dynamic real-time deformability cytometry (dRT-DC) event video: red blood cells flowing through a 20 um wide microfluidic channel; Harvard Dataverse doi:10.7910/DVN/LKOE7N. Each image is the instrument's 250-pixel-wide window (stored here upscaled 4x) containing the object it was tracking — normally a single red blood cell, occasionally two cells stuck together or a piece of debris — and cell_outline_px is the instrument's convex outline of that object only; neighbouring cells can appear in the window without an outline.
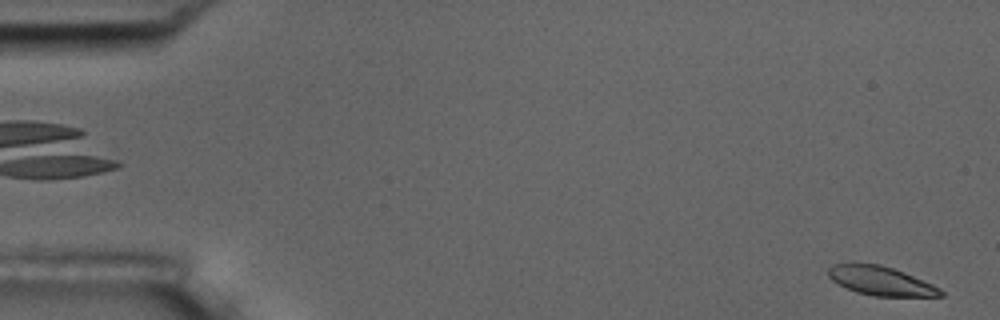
{"species": "common noctule bat (a hibernating species)", "species_latin": "Nyctalus noctula", "temperature_condition": "room temperature", "stored_images_in_passage": 4, "camera_frame_rate_fps": 3000, "um_per_image_px": 0.085, "animal": {"sex": "male", "body_mass_g": 17.5, "forearm_length_mm": 52.3}, "frame": {"image": 1, "passage_image": 4, "time_ms": 1.0, "image_size_px": [1000, 320], "cell_outline_px": [[944, 296], [872, 296], [856, 292], [832, 280], [828, 276], [828, 268], [832, 264], [852, 260], [880, 264], [904, 272], [932, 284], [940, 288], [944, 292]], "centroid_in_image_um": [74.8, 23.83], "position_along_channel_um": 10.2, "area_um2": 19.42}}